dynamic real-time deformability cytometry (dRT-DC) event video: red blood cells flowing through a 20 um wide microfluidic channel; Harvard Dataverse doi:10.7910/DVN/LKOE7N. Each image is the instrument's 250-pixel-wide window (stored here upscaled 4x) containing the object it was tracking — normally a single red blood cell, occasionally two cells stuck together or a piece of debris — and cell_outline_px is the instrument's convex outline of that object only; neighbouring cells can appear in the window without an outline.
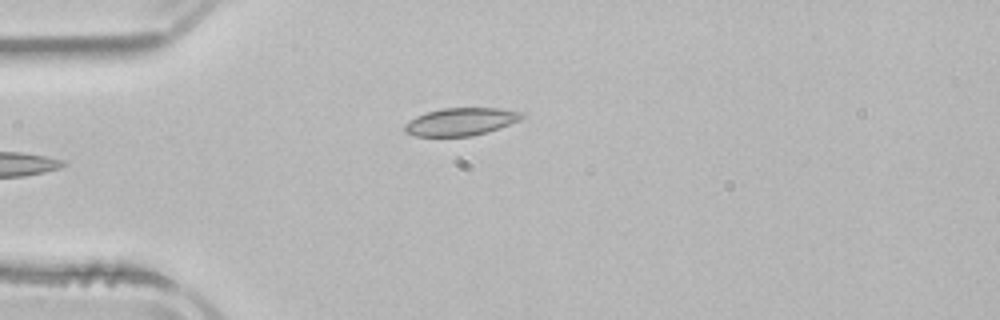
{"species": "common noctule bat (a hibernating species)", "species_latin": "Nyctalus noctula", "temperature_condition": "room temperature", "stored_images_in_passage": 4, "camera_frame_rate_fps": 3000, "um_per_image_px": 0.085, "animal": {"sex": "male", "body_mass_g": 21.5, "forearm_length_mm": 52.0}, "frame": {"image": 1, "passage_image": 4, "time_ms": 5.0, "image_size_px": [1000, 320], "cell_outline_px": [[524, 116], [520, 120], [488, 132], [472, 136], [416, 136], [404, 132], [404, 124], [416, 116], [428, 112], [444, 108], [500, 108], [524, 112]], "centroid_in_image_um": [39.19, 10.34], "position_along_channel_um": 45.8, "area_um2": 18.9}}